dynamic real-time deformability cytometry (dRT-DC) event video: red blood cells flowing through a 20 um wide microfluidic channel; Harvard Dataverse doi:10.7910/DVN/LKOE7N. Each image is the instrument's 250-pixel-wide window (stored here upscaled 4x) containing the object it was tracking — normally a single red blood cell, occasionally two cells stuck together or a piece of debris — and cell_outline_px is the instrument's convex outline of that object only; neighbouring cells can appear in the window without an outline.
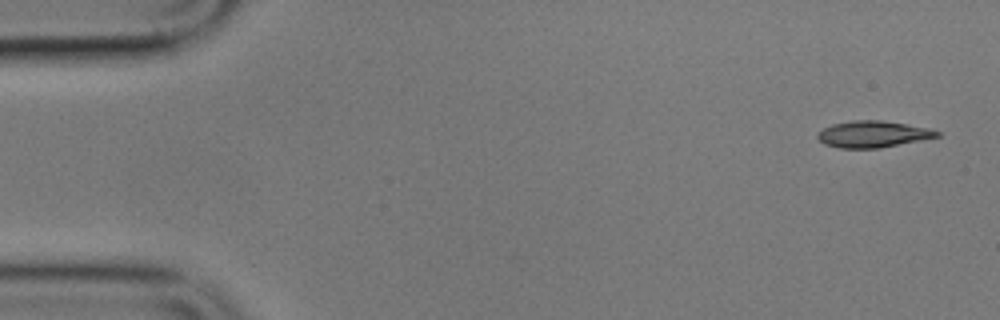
{"species": "common noctule bat (a hibernating species)", "species_latin": "Nyctalus noctula", "temperature_condition": "cold", "stored_images_in_passage": 3, "camera_frame_rate_fps": 3000, "um_per_image_px": 0.085, "animal": {"sex": "male", "body_mass_g": 17.9}, "frame": {"image": 1, "passage_image": 1, "time_ms": 0.0, "image_size_px": [1000, 320], "cell_outline_px": [[940, 136], [880, 148], [840, 148], [824, 144], [816, 136], [816, 132], [832, 124], [852, 120], [880, 120], [928, 128], [940, 132]], "centroid_in_image_um": [74.15, 11.4], "position_along_channel_um": 10.9, "area_um2": 18.32}}